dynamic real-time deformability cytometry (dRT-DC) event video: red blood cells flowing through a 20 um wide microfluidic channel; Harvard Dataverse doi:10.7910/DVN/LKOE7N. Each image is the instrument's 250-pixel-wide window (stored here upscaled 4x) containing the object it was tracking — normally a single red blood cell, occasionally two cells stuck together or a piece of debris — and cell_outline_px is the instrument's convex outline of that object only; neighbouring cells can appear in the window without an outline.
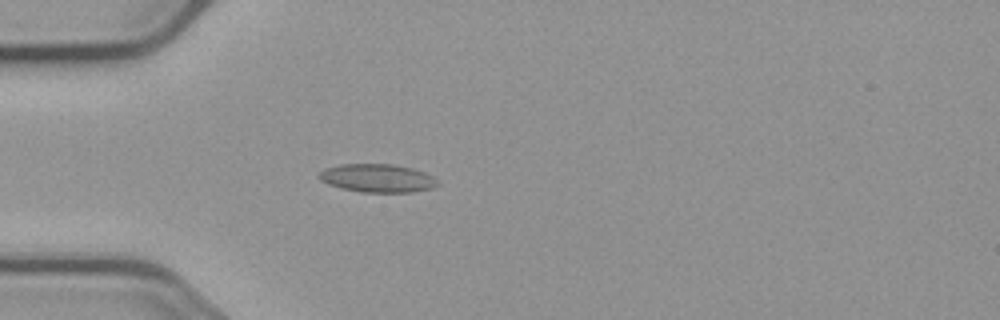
{"species": "common noctule bat (a hibernating species)", "species_latin": "Nyctalus noctula", "temperature_condition": "cold", "stored_images_in_passage": 1, "camera_frame_rate_fps": 3000, "um_per_image_px": 0.085, "animal": {"sex": "male", "body_mass_g": 23.1, "forearm_length_mm": 52.7}, "frame": {"image": 1, "passage_image": 1, "time_ms": 0.0, "image_size_px": [1000, 320], "cell_outline_px": [[440, 184], [432, 188], [412, 192], [360, 192], [340, 188], [328, 184], [320, 180], [316, 176], [324, 168], [340, 164], [392, 164], [412, 168], [424, 172], [432, 176]], "centroid_in_image_um": [32.05, 15.14], "position_along_channel_um": 53.0, "area_um2": 19.65}}